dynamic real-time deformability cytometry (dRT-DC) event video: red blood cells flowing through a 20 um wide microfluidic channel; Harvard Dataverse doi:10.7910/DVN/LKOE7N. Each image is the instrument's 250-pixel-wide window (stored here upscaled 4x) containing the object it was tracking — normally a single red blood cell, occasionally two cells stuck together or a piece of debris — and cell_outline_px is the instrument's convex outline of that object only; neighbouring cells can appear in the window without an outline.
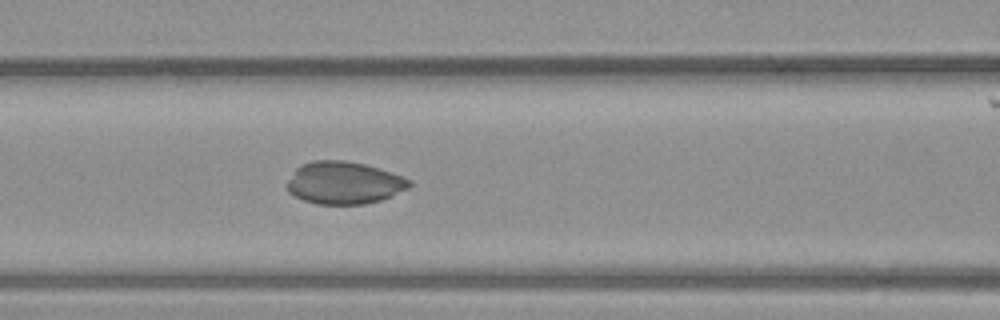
{"species": "common noctule bat (a hibernating species)", "species_latin": "Nyctalus noctula", "temperature_condition": "warm", "stored_images_in_passage": 41, "camera_frame_rate_fps": 3000, "um_per_image_px": 0.085, "animal": {"sex": "male", "body_mass_g": 23.1, "forearm_length_mm": 52.7}, "frame": {"image": 1, "passage_image": 17, "time_ms": 5.333, "image_size_px": [1000, 320], "cell_outline_px": [[412, 184], [408, 188], [392, 196], [380, 200], [364, 204], [316, 204], [304, 200], [288, 192], [284, 184], [296, 168], [300, 164], [312, 160], [344, 160], [364, 164], [380, 168], [404, 176], [412, 180]], "centroid_in_image_um": [29.23, 15.53], "position_along_channel_um": 137.4, "area_um2": 30.63}}
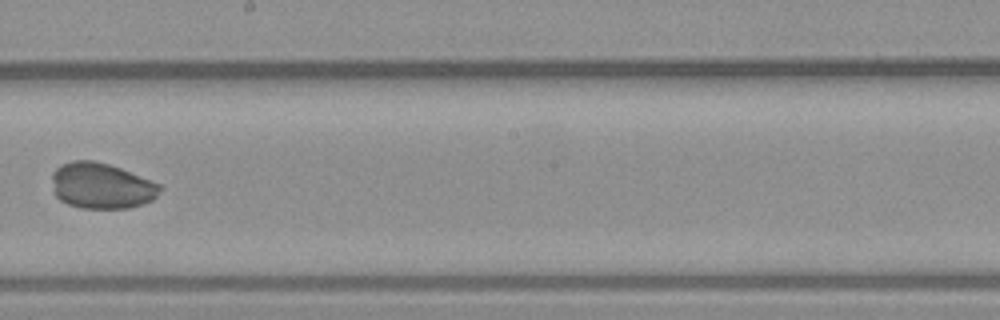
{"frame": {"image": 2, "passage_image": 23, "time_ms": 7.333, "image_size_px": [1000, 320], "cell_outline_px": [[164, 188], [152, 200], [128, 208], [80, 208], [68, 204], [60, 200], [56, 196], [52, 180], [52, 172], [60, 164], [72, 160], [92, 160], [108, 164], [120, 168], [160, 184]], "centroid_in_image_um": [8.61, 15.78], "position_along_channel_um": 239.6, "area_um2": 28.78}}
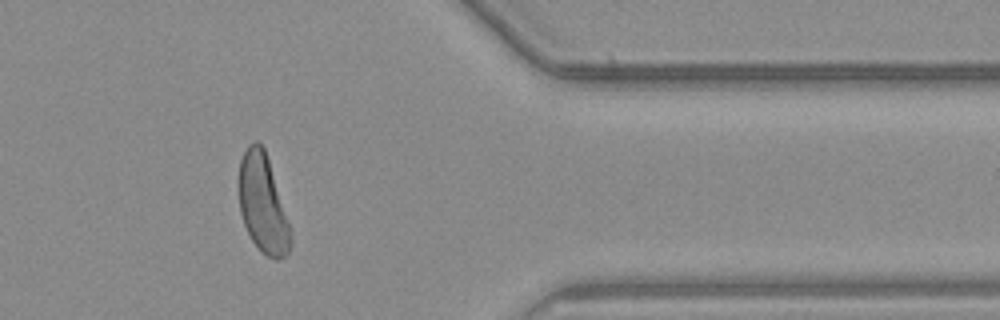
{"frame": {"image": 3, "passage_image": 33, "time_ms": 10.667, "image_size_px": [1000, 320], "cell_outline_px": [[292, 244], [288, 252], [280, 260], [276, 260], [260, 252], [252, 240], [244, 224], [240, 212], [236, 184], [240, 160], [248, 144], [256, 140], [264, 148], [268, 160], [292, 236]], "centroid_in_image_um": [22.28, 17.33], "position_along_channel_um": 389.1, "area_um2": 29.65}}